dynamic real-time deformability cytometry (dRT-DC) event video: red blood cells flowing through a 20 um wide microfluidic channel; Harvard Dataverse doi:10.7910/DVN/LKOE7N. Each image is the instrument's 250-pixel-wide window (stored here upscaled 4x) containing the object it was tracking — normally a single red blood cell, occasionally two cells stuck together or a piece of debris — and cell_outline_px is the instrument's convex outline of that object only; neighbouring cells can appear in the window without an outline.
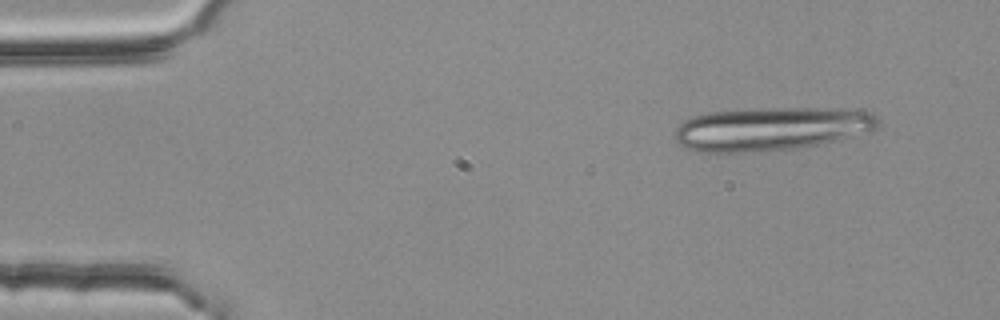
{"species": "common noctule bat (a hibernating species)", "species_latin": "Nyctalus noctula", "temperature_condition": "room temperature", "stored_images_in_passage": 4, "camera_frame_rate_fps": 3000, "um_per_image_px": 0.085, "animal": {"sex": "female", "body_mass_g": 25.1}, "frame": {"image": 1, "passage_image": 1, "time_ms": 0.0, "image_size_px": [1000, 320], "cell_outline_px": [[876, 128], [836, 140], [796, 148], [740, 152], [696, 152], [684, 148], [672, 136], [676, 128], [684, 120], [692, 116], [708, 112], [752, 108], [816, 108], [872, 112], [876, 116]], "centroid_in_image_um": [65.4, 10.94], "position_along_channel_um": 19.6, "area_um2": 50.98}}